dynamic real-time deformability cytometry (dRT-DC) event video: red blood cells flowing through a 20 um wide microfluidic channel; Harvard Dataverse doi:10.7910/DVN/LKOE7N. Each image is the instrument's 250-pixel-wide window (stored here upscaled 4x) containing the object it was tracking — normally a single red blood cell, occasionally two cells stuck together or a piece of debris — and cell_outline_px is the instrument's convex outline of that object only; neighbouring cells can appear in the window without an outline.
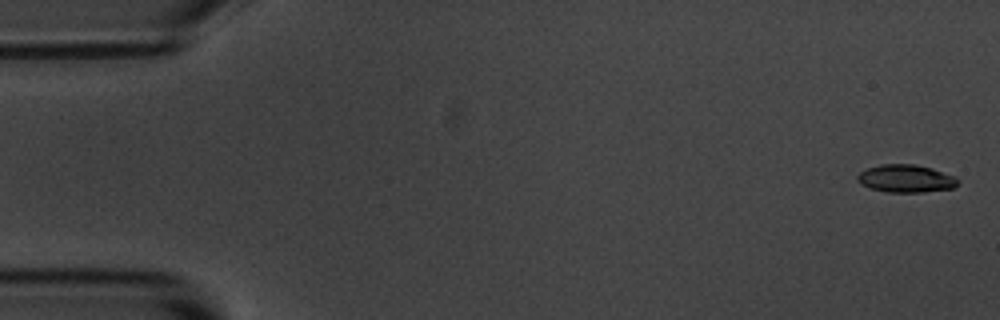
{"species": "common noctule bat (a hibernating species)", "species_latin": "Nyctalus noctula", "temperature_condition": "room temperature", "stored_images_in_passage": 16, "camera_frame_rate_fps": 3000, "um_per_image_px": 0.085, "animal": {"sex": "male", "body_mass_g": 20.1, "forearm_length_mm": 53.5}, "frame": {"image": 1, "passage_image": 2, "time_ms": 0.333, "image_size_px": [1000, 320], "cell_outline_px": [[960, 180], [952, 188], [924, 192], [888, 192], [872, 188], [856, 180], [856, 176], [860, 172], [868, 168], [880, 164], [916, 164], [932, 168], [956, 176]], "centroid_in_image_um": [77.03, 15.16], "position_along_channel_um": 8.0, "area_um2": 16.18}}
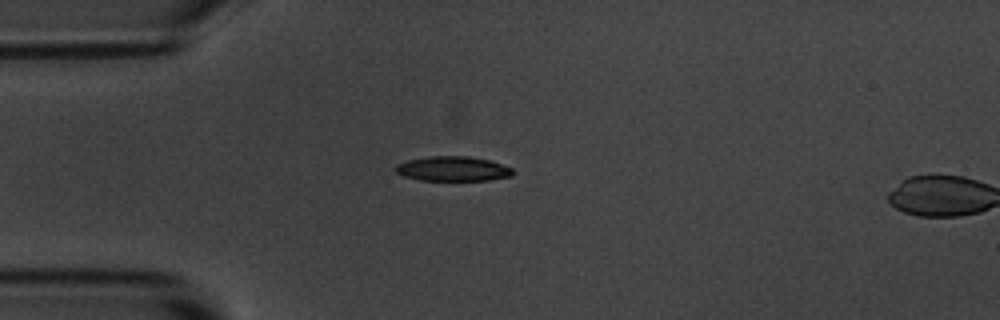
{"frame": {"image": 2, "passage_image": 15, "time_ms": 4.667, "image_size_px": [1000, 320], "cell_outline_px": [[512, 176], [488, 180], [420, 180], [404, 176], [396, 172], [396, 164], [408, 160], [428, 156], [468, 156], [488, 160], [512, 168]], "centroid_in_image_um": [38.47, 14.34], "position_along_channel_um": 46.5, "area_um2": 16.7}}